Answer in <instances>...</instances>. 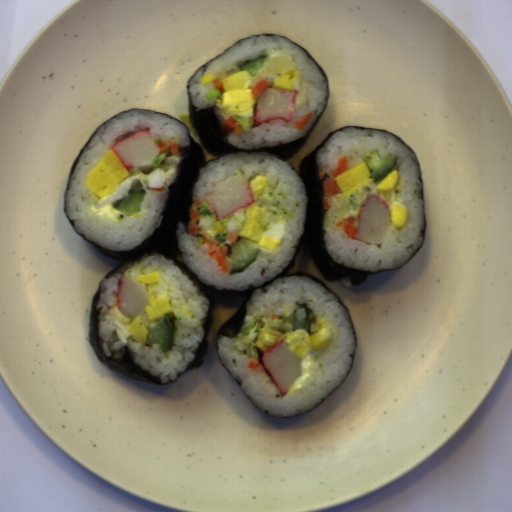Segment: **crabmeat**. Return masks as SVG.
I'll return each instance as SVG.
<instances>
[{
	"mask_svg": "<svg viewBox=\"0 0 512 512\" xmlns=\"http://www.w3.org/2000/svg\"><path fill=\"white\" fill-rule=\"evenodd\" d=\"M150 298L147 284L129 280L127 276L122 275L116 295V306L125 317L134 319L140 314L141 318H147L144 307L150 305Z\"/></svg>",
	"mask_w": 512,
	"mask_h": 512,
	"instance_id": "6",
	"label": "crabmeat"
},
{
	"mask_svg": "<svg viewBox=\"0 0 512 512\" xmlns=\"http://www.w3.org/2000/svg\"><path fill=\"white\" fill-rule=\"evenodd\" d=\"M216 214L215 221H221L237 210L254 203V193L241 176H231L219 184L206 183L203 198Z\"/></svg>",
	"mask_w": 512,
	"mask_h": 512,
	"instance_id": "1",
	"label": "crabmeat"
},
{
	"mask_svg": "<svg viewBox=\"0 0 512 512\" xmlns=\"http://www.w3.org/2000/svg\"><path fill=\"white\" fill-rule=\"evenodd\" d=\"M262 362L274 384L283 394H286L292 383L301 377V358L288 351L285 338L263 354Z\"/></svg>",
	"mask_w": 512,
	"mask_h": 512,
	"instance_id": "4",
	"label": "crabmeat"
},
{
	"mask_svg": "<svg viewBox=\"0 0 512 512\" xmlns=\"http://www.w3.org/2000/svg\"><path fill=\"white\" fill-rule=\"evenodd\" d=\"M298 93L294 89L266 87L257 97L253 126L276 119L291 122Z\"/></svg>",
	"mask_w": 512,
	"mask_h": 512,
	"instance_id": "5",
	"label": "crabmeat"
},
{
	"mask_svg": "<svg viewBox=\"0 0 512 512\" xmlns=\"http://www.w3.org/2000/svg\"><path fill=\"white\" fill-rule=\"evenodd\" d=\"M129 174L154 169V158L161 149L153 142L150 129L139 130L110 146Z\"/></svg>",
	"mask_w": 512,
	"mask_h": 512,
	"instance_id": "3",
	"label": "crabmeat"
},
{
	"mask_svg": "<svg viewBox=\"0 0 512 512\" xmlns=\"http://www.w3.org/2000/svg\"><path fill=\"white\" fill-rule=\"evenodd\" d=\"M391 222V209L379 194L367 193L359 206L356 225V241L381 244L388 237Z\"/></svg>",
	"mask_w": 512,
	"mask_h": 512,
	"instance_id": "2",
	"label": "crabmeat"
}]
</instances>
